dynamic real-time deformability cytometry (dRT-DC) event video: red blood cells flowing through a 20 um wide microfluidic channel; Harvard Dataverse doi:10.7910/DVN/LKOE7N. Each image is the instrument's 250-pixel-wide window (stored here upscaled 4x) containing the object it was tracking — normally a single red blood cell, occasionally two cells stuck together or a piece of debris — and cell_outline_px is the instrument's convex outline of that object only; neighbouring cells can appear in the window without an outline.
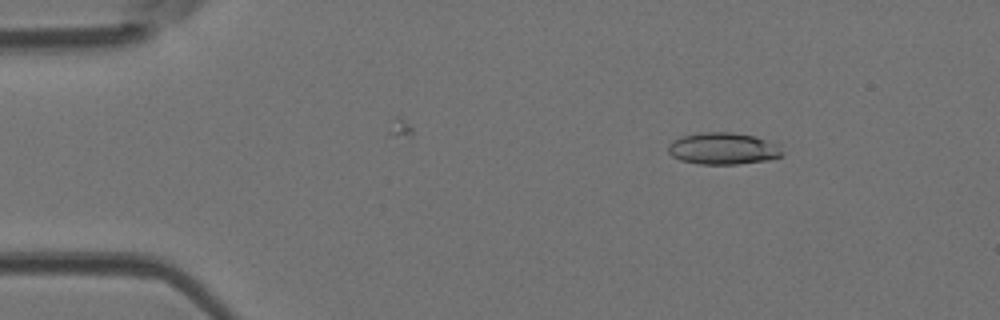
{"species": "Egyptian fruit bat (a non-hibernating species)", "species_latin": "Rousettus aegyptiacus", "temperature_condition": "room temperature", "stored_images_in_passage": 42, "camera_frame_rate_fps": 3000, "um_per_image_px": 0.085, "animal": {"sex": "female"}, "frame": {"image": 1, "passage_image": 6, "time_ms": 1.667, "image_size_px": [1000, 320], "cell_outline_px": [[784, 152], [780, 156], [768, 160], [736, 164], [700, 164], [680, 160], [672, 156], [668, 152], [668, 144], [672, 140], [680, 136], [696, 132], [732, 132], [752, 136], [776, 144]], "centroid_in_image_um": [61.39, 12.62], "position_along_channel_um": 23.6, "area_um2": 21.15}}
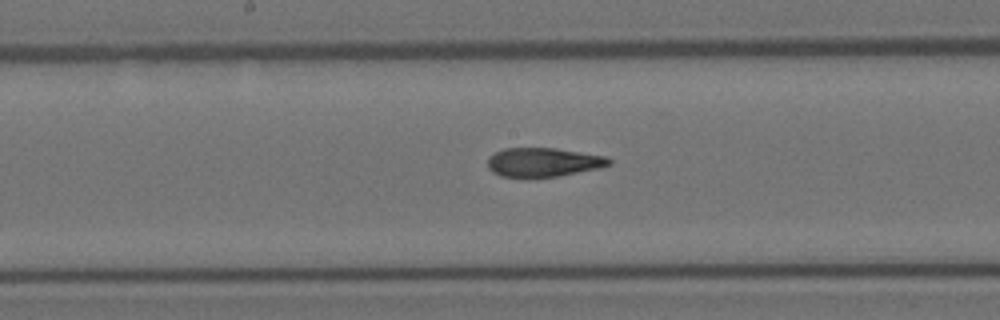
{"frame": {"image": 2, "passage_image": 24, "time_ms": 7.667, "image_size_px": [1000, 320], "cell_outline_px": [[612, 164], [600, 168], [556, 176], [500, 176], [492, 172], [488, 168], [488, 156], [504, 148], [556, 148], [608, 156], [612, 160]], "centroid_in_image_um": [46.21, 13.77], "position_along_channel_um": 202.0, "area_um2": 20.4}}
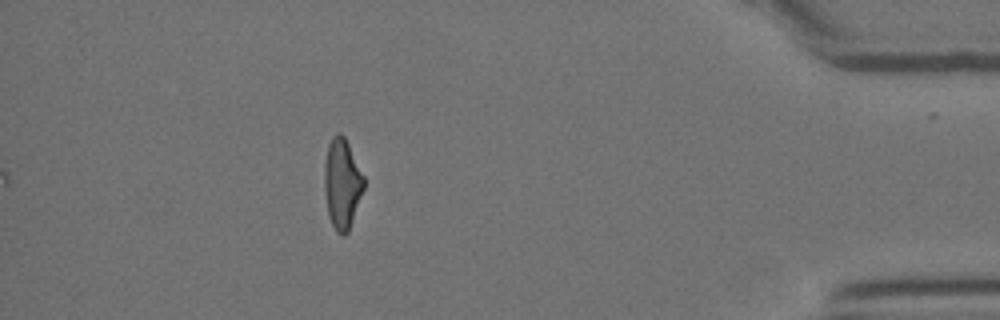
{"frame": {"image": 3, "passage_image": 42, "time_ms": 13.667, "image_size_px": [1000, 320], "cell_outline_px": [[364, 188], [348, 232], [344, 236], [340, 236], [336, 232], [328, 216], [324, 188], [324, 164], [328, 144], [332, 136], [336, 132], [340, 132], [344, 136], [364, 176]], "centroid_in_image_um": [29.06, 15.61], "position_along_channel_um": 406.1, "area_um2": 20.81}, "authors_computed_cell_mechanics": {"area_um2": 21.1259, "velocity_mm_per_s": 4.2357, "shape_relaxation_time_tau1_ms": 7.1244, "shape_relaxation_time_tau2_ms": 2.3499, "deformation_change_tau1": 0.2426, "deformation_change_tau2": 0.1198}}